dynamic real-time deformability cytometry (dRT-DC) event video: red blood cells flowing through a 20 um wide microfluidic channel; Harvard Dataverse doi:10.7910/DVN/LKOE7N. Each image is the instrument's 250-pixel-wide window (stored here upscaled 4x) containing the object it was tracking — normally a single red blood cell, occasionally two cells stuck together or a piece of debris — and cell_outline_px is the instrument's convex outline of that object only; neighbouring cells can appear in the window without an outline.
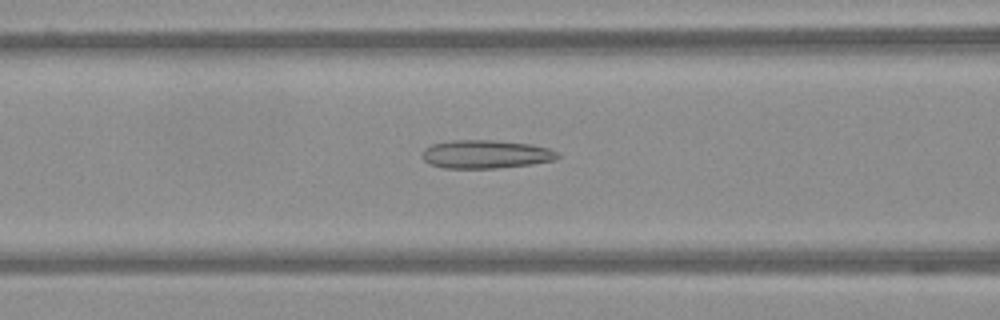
{"species": "Egyptian fruit bat (a non-hibernating species)", "species_latin": "Rousettus aegyptiacus", "temperature_condition": "warm", "stored_images_in_passage": 47, "camera_frame_rate_fps": 3000, "um_per_image_px": 0.085, "frame": {"image": 1, "passage_image": 14, "time_ms": 4.333, "image_size_px": [1000, 320], "cell_outline_px": [[560, 156], [556, 160], [532, 164], [496, 168], [444, 168], [428, 164], [424, 160], [424, 148], [432, 144], [452, 140], [496, 140], [532, 144], [548, 148], [560, 152]], "centroid_in_image_um": [41.33, 13.11], "position_along_channel_um": 125.3, "area_um2": 22.54}}
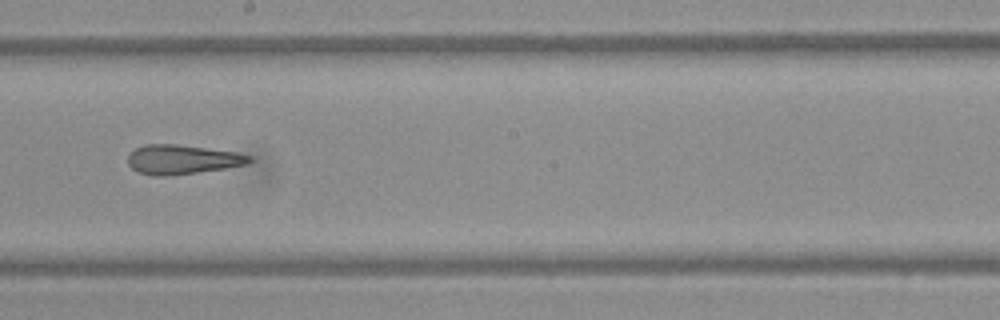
{"frame": {"image": 2, "passage_image": 23, "time_ms": 7.333, "image_size_px": [1000, 320], "cell_outline_px": [[252, 160], [248, 164], [224, 168], [168, 176], [152, 176], [140, 172], [132, 168], [128, 164], [128, 156], [136, 148], [144, 144], [176, 144], [236, 152], [252, 156]], "centroid_in_image_um": [15.49, 13.55], "position_along_channel_um": 232.7, "area_um2": 20.63}}
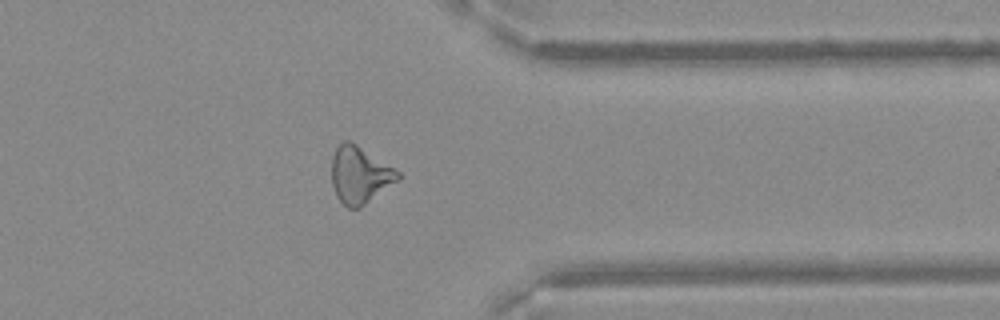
{"frame": {"image": 3, "passage_image": 36, "time_ms": 11.667, "image_size_px": [1000, 320], "cell_outline_px": [[400, 180], [360, 208], [348, 208], [336, 196], [332, 184], [332, 156], [336, 148], [344, 140], [348, 140], [356, 144], [400, 172]], "centroid_in_image_um": [30.58, 14.89], "position_along_channel_um": 380.8, "area_um2": 21.91}}